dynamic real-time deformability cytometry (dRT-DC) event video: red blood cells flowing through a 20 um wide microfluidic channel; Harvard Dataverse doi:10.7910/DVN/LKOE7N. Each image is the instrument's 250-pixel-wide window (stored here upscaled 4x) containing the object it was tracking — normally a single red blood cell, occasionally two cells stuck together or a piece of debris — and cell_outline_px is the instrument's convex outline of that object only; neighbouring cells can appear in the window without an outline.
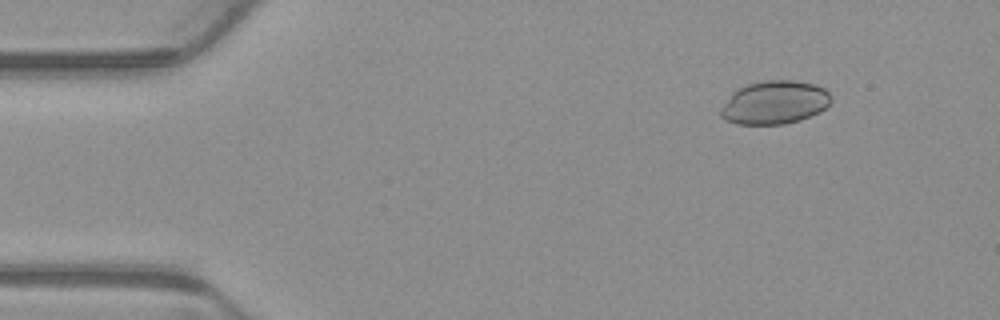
{"species": "common noctule bat (a hibernating species)", "species_latin": "Nyctalus noctula", "temperature_condition": "warm", "stored_images_in_passage": 5, "camera_frame_rate_fps": 3000, "um_per_image_px": 0.085, "animal": {"sex": "male", "body_mass_g": 23.1, "forearm_length_mm": 52.7}, "frame": {"image": 1, "passage_image": 2, "time_ms": 0.333, "image_size_px": [1000, 320], "cell_outline_px": [[832, 100], [820, 112], [800, 120], [784, 124], [736, 124], [724, 120], [720, 116], [720, 108], [732, 92], [748, 84], [764, 80], [792, 80], [816, 84], [824, 88], [828, 92]], "centroid_in_image_um": [65.82, 8.71], "position_along_channel_um": 19.2, "area_um2": 27.98}}